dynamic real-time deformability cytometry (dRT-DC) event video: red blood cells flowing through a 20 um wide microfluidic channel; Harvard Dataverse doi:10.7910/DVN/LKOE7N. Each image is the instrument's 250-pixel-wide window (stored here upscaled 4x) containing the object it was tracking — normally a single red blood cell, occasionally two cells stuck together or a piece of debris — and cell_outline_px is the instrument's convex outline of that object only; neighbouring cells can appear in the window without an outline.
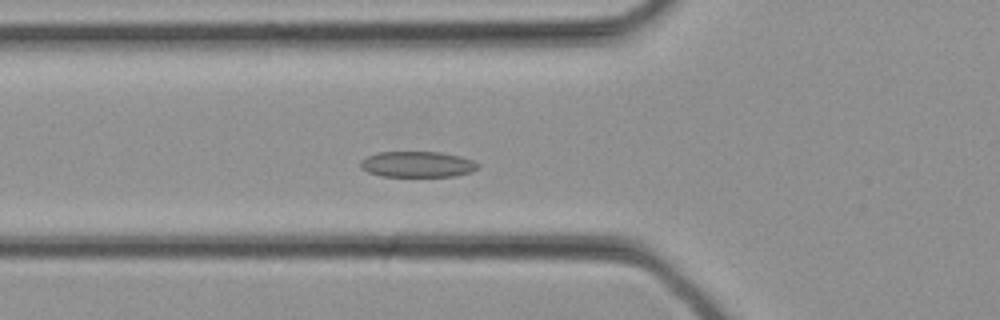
{"species": "common noctule bat (a hibernating species)", "species_latin": "Nyctalus noctula", "temperature_condition": "cold", "stored_images_in_passage": 33, "camera_frame_rate_fps": 3000, "um_per_image_px": 0.085, "animal": {"sex": "female", "body_mass_g": 21.9}, "frame": {"image": 1, "passage_image": 12, "time_ms": 3.667, "image_size_px": [1000, 320], "cell_outline_px": [[480, 168], [472, 172], [456, 176], [380, 176], [368, 172], [360, 168], [360, 160], [376, 152], [440, 152], [460, 156], [472, 160], [480, 164]], "centroid_in_image_um": [35.49, 13.97], "position_along_channel_um": 90.3, "area_um2": 17.86}}
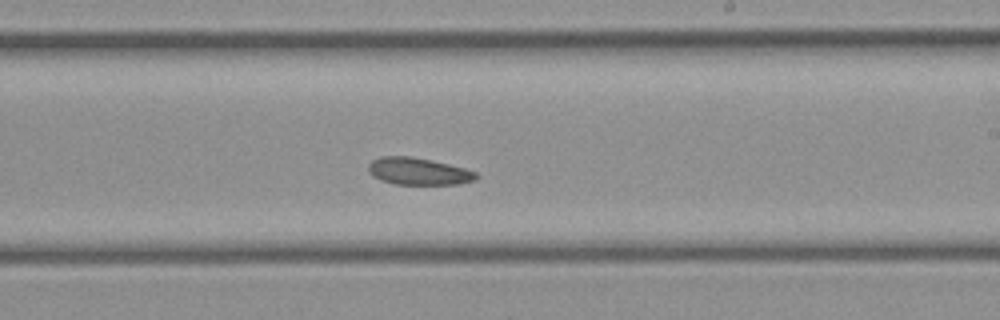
{"frame": {"image": 2, "passage_image": 20, "time_ms": 6.333, "image_size_px": [1000, 320], "cell_outline_px": [[480, 176], [476, 180], [460, 184], [396, 184], [380, 180], [372, 176], [368, 172], [368, 164], [372, 160], [380, 156], [412, 156], [432, 160], [464, 168], [476, 172]], "centroid_in_image_um": [35.56, 14.56], "position_along_channel_um": 253.4, "area_um2": 17.22}}
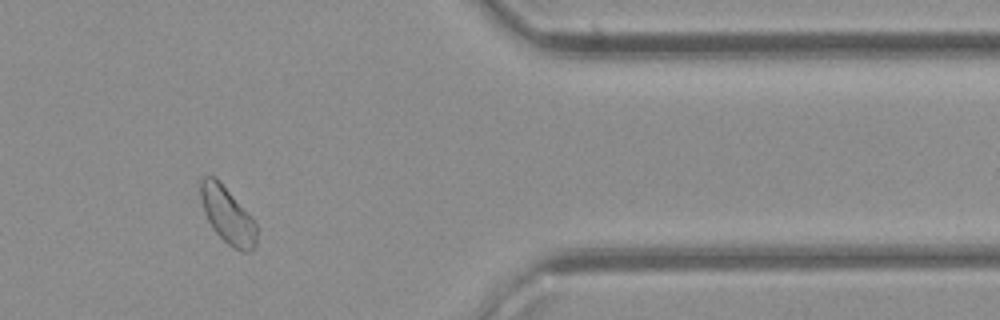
{"frame": {"image": 3, "passage_image": 28, "time_ms": 9.0, "image_size_px": [1000, 320], "cell_outline_px": [[256, 244], [252, 252], [240, 252], [232, 248], [212, 228], [204, 212], [200, 196], [200, 176], [216, 176], [248, 212], [256, 224]], "centroid_in_image_um": [19.33, 18.29], "position_along_channel_um": 392.1, "area_um2": 18.67}}